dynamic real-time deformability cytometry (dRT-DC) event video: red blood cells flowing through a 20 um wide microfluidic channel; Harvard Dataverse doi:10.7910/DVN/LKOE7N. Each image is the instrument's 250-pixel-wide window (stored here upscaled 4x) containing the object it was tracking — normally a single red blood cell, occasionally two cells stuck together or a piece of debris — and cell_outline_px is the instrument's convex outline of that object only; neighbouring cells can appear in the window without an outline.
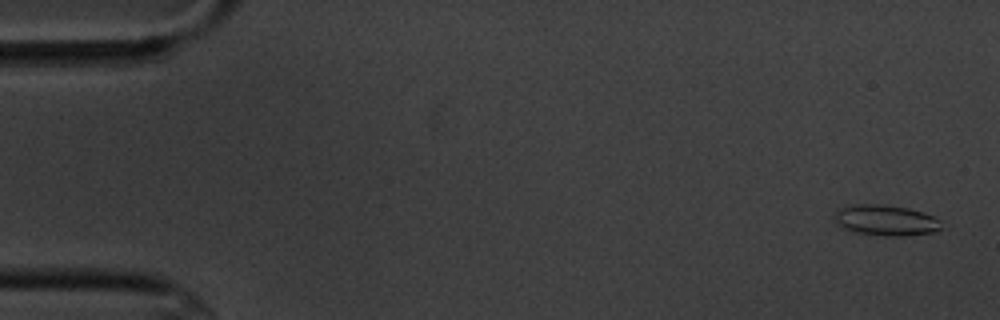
{"species": "common noctule bat (a hibernating species)", "species_latin": "Nyctalus noctula", "temperature_condition": "cold", "stored_images_in_passage": 5, "camera_frame_rate_fps": 3000, "um_per_image_px": 0.085, "animal": {"sex": "male", "body_mass_g": 20.1, "forearm_length_mm": 53.5}, "frame": {"image": 1, "passage_image": 1, "time_ms": 0.0, "image_size_px": [1000, 320], "cell_outline_px": [[940, 228], [936, 232], [908, 236], [884, 236], [856, 232], [844, 228], [836, 224], [832, 216], [840, 208], [848, 204], [880, 204], [908, 208], [932, 216], [940, 220]], "centroid_in_image_um": [75.25, 18.73], "position_along_channel_um": 9.8, "area_um2": 19.25}}